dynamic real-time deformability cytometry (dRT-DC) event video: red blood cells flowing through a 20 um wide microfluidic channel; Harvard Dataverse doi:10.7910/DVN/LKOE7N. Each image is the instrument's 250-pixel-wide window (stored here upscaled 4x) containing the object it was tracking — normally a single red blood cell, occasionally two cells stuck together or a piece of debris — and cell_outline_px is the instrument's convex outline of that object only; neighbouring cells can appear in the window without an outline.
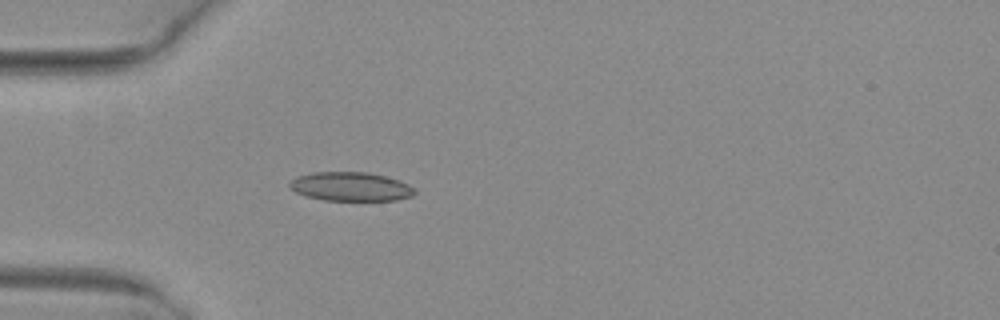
{"species": "common noctule bat (a hibernating species)", "species_latin": "Nyctalus noctula", "temperature_condition": "warm", "stored_images_in_passage": 4, "camera_frame_rate_fps": 3000, "um_per_image_px": 0.085, "animal": {"sex": "female", "body_mass_g": 29.2, "forearm_length_mm": 56.3}, "frame": {"image": 1, "passage_image": 4, "time_ms": 1.0, "image_size_px": [1000, 320], "cell_outline_px": [[416, 192], [412, 196], [396, 200], [324, 200], [304, 196], [296, 192], [288, 184], [296, 176], [312, 172], [368, 172], [384, 176], [408, 184]], "centroid_in_image_um": [29.77, 15.86], "position_along_channel_um": 55.2, "area_um2": 20.92}}